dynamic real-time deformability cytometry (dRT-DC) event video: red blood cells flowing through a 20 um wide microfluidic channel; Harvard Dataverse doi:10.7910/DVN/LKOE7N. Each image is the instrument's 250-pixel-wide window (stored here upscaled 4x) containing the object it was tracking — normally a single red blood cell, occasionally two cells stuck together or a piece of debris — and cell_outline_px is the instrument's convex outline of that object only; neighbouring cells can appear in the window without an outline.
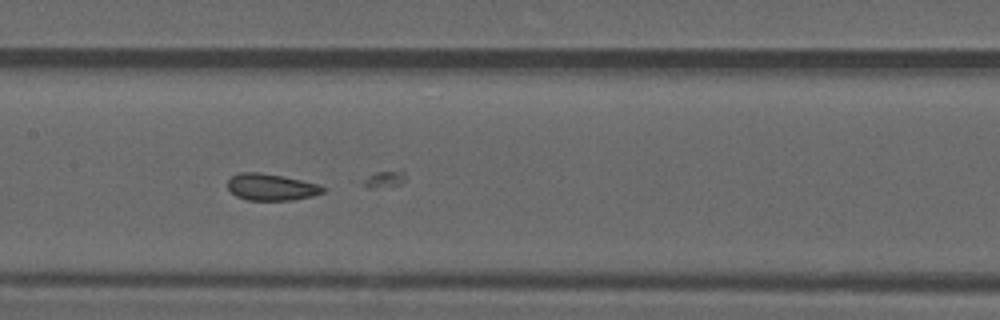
{"species": "common noctule bat (a hibernating species)", "species_latin": "Nyctalus noctula", "temperature_condition": "warm", "stored_images_in_passage": 36, "camera_frame_rate_fps": 3000, "um_per_image_px": 0.085, "animal": {"sex": "male", "forearm_length_mm": 52.5}, "frame": {"image": 1, "passage_image": 11, "time_ms": 3.333, "image_size_px": [1000, 320], "cell_outline_px": [[324, 192], [312, 196], [292, 200], [248, 200], [236, 196], [228, 188], [228, 180], [232, 176], [240, 172], [260, 172], [284, 176], [316, 184], [324, 188]], "centroid_in_image_um": [23.02, 15.9], "position_along_channel_um": 184.4, "area_um2": 14.68}}
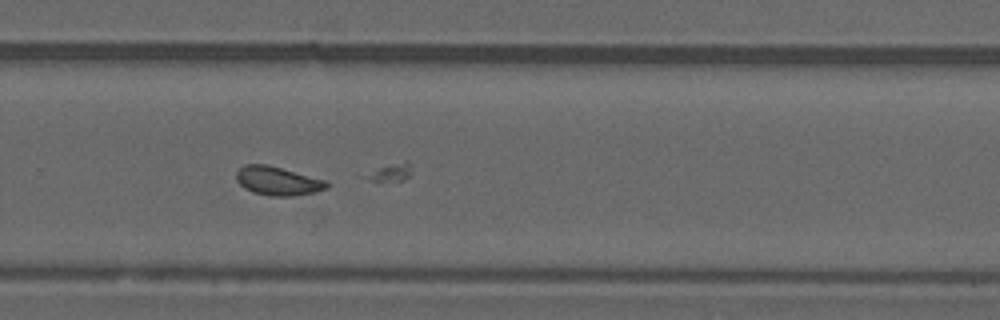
{"frame": {"image": 2, "passage_image": 20, "time_ms": 6.333, "image_size_px": [1000, 320], "cell_outline_px": [[328, 188], [316, 192], [296, 196], [272, 196], [252, 192], [244, 188], [236, 180], [236, 172], [244, 164], [268, 164], [328, 180]], "centroid_in_image_um": [23.63, 15.38], "position_along_channel_um": 306.2, "area_um2": 15.43}}